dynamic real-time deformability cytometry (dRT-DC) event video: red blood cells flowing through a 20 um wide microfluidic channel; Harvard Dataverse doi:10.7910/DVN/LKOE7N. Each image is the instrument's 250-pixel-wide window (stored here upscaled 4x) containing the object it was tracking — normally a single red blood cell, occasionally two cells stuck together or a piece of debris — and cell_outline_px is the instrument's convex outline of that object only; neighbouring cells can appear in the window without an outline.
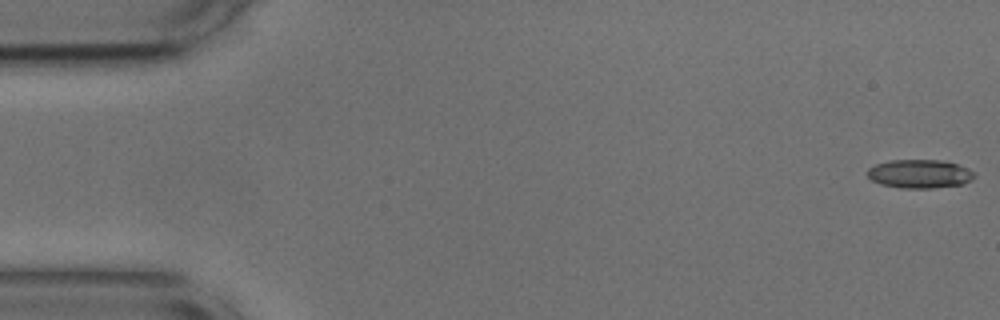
{"species": "common noctule bat (a hibernating species)", "species_latin": "Nyctalus noctula", "temperature_condition": "cold", "stored_images_in_passage": 52, "camera_frame_rate_fps": 3000, "um_per_image_px": 0.085, "animal": {"sex": "male", "body_mass_g": 17.9, "forearm_length_mm": 54.2}, "frame": {"image": 1, "passage_image": 1, "time_ms": 0.0, "image_size_px": [1000, 320], "cell_outline_px": [[976, 176], [972, 180], [964, 184], [932, 188], [904, 188], [880, 184], [872, 180], [868, 176], [868, 168], [876, 164], [892, 160], [940, 160], [956, 164], [976, 172]], "centroid_in_image_um": [78.2, 14.78], "position_along_channel_um": 6.8, "area_um2": 17.8}}
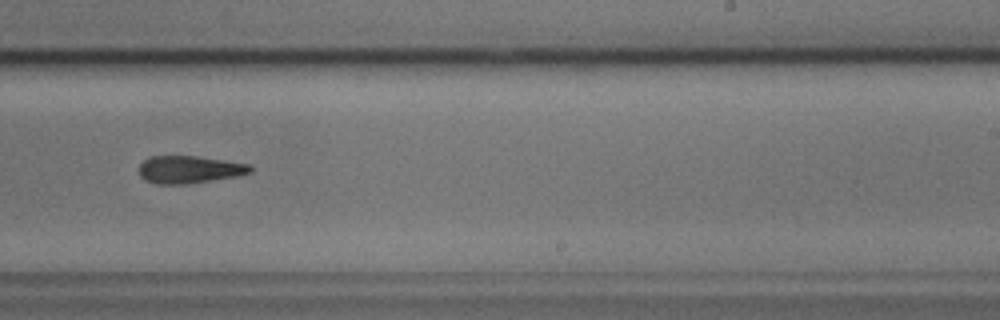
{"frame": {"image": 2, "passage_image": 33, "time_ms": 10.667, "image_size_px": [1000, 320], "cell_outline_px": [[252, 172], [236, 176], [184, 184], [156, 184], [144, 180], [140, 176], [140, 164], [148, 156], [196, 156], [252, 164]], "centroid_in_image_um": [16.08, 14.4], "position_along_channel_um": 272.9, "area_um2": 17.8}}
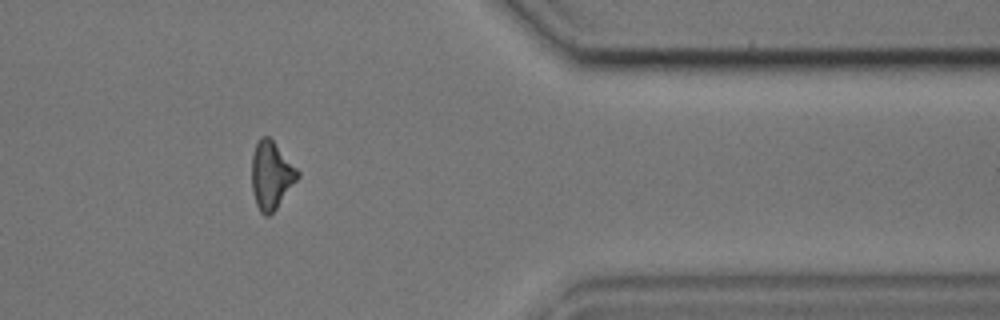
{"frame": {"image": 3, "passage_image": 44, "time_ms": 14.333, "image_size_px": [1000, 320], "cell_outline_px": [[300, 176], [276, 208], [268, 216], [264, 216], [260, 212], [256, 204], [252, 192], [252, 152], [260, 136], [268, 136], [272, 140], [300, 172]], "centroid_in_image_um": [23.04, 14.9], "position_along_channel_um": 388.4, "area_um2": 17.98}}